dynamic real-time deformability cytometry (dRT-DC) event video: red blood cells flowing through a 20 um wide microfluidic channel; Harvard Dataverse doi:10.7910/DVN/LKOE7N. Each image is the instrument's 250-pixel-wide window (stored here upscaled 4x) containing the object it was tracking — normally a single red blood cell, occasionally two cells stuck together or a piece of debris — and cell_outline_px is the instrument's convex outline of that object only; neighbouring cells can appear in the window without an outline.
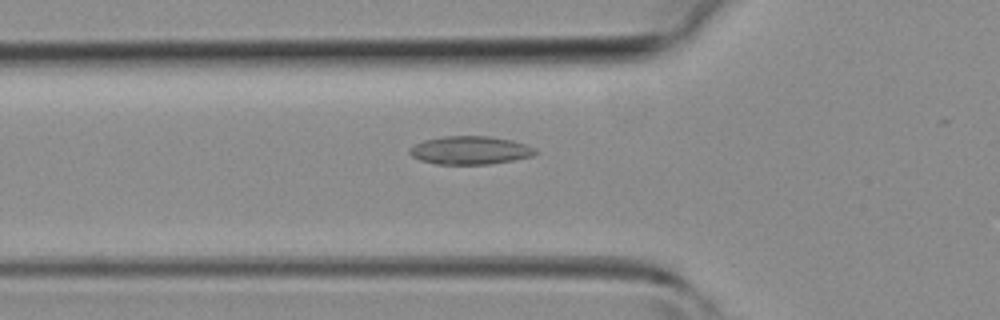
{"species": "common noctule bat (a hibernating species)", "species_latin": "Nyctalus noctula", "temperature_condition": "room temperature", "stored_images_in_passage": 41, "camera_frame_rate_fps": 3000, "um_per_image_px": 0.085, "animal": {"sex": "female", "body_mass_g": 19.3, "forearm_length_mm": 54.1}, "frame": {"image": 1, "passage_image": 13, "time_ms": 4.0, "image_size_px": [1000, 320], "cell_outline_px": [[536, 152], [532, 156], [512, 160], [488, 164], [436, 164], [420, 160], [412, 156], [408, 152], [416, 144], [424, 140], [444, 136], [488, 136], [512, 140], [524, 144], [532, 148]], "centroid_in_image_um": [39.93, 12.77], "position_along_channel_um": 85.9, "area_um2": 20.35}}
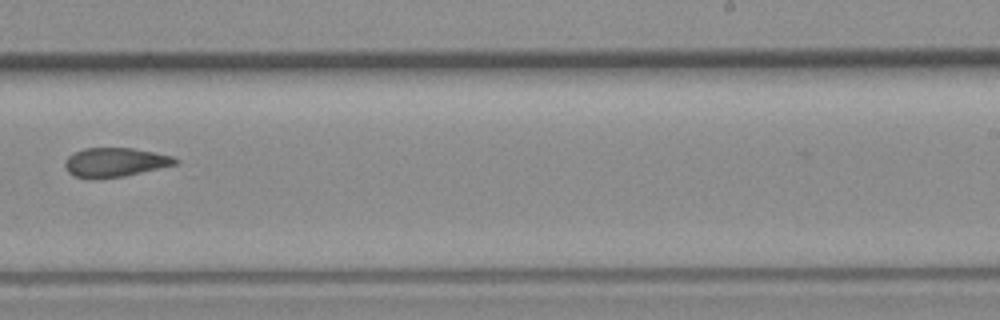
{"frame": {"image": 2, "passage_image": 25, "time_ms": 8.0, "image_size_px": [1000, 320], "cell_outline_px": [[180, 160], [176, 164], [124, 176], [72, 176], [64, 168], [64, 160], [72, 152], [84, 148], [132, 148], [172, 156]], "centroid_in_image_um": [9.75, 13.76], "position_along_channel_um": 279.3, "area_um2": 18.21}}
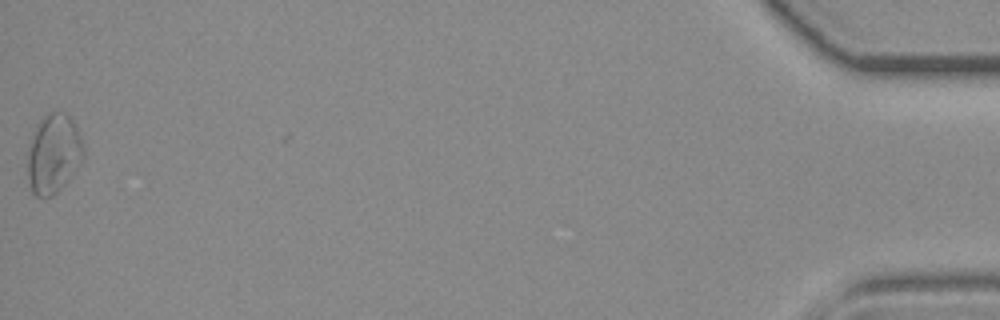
{"frame": {"image": 3, "passage_image": 41, "time_ms": 13.333, "image_size_px": [1000, 320], "cell_outline_px": [[84, 156], [64, 184], [52, 196], [36, 196], [32, 192], [28, 176], [28, 156], [36, 124], [44, 116], [52, 112], [56, 112], [68, 116], [72, 120], [80, 136], [84, 152]], "centroid_in_image_um": [4.54, 13.07], "position_along_channel_um": 430.7, "area_um2": 24.91}}